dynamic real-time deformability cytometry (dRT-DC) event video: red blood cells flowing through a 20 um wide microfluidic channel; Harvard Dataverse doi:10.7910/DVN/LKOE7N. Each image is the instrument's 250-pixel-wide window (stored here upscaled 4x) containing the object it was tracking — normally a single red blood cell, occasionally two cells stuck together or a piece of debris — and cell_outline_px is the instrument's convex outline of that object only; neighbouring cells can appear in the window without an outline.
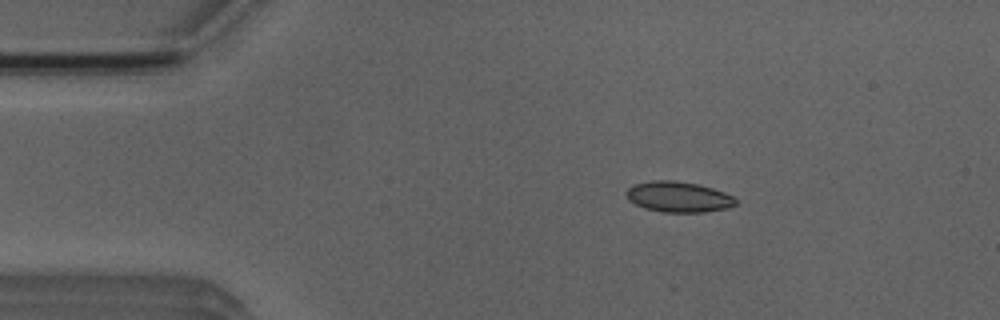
{"species": "Egyptian fruit bat (a non-hibernating species)", "species_latin": "Rousettus aegyptiacus", "temperature_condition": "room temperature", "stored_images_in_passage": 5, "camera_frame_rate_fps": 3000, "um_per_image_px": 0.085, "animal": {"sex": "male"}, "frame": {"image": 1, "passage_image": 3, "time_ms": 2.333, "image_size_px": [1000, 320], "cell_outline_px": [[736, 204], [728, 208], [704, 212], [664, 212], [644, 208], [628, 200], [628, 188], [632, 184], [652, 180], [672, 180], [696, 184], [712, 188], [724, 192], [732, 196], [736, 200]], "centroid_in_image_um": [57.66, 16.73], "position_along_channel_um": 27.3, "area_um2": 19.36}}